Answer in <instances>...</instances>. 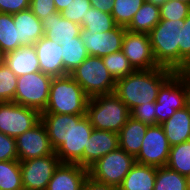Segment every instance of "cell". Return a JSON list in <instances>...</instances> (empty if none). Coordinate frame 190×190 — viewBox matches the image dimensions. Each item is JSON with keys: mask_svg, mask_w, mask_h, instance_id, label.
<instances>
[{"mask_svg": "<svg viewBox=\"0 0 190 190\" xmlns=\"http://www.w3.org/2000/svg\"><path fill=\"white\" fill-rule=\"evenodd\" d=\"M174 73L165 67L134 70L126 77L116 80L114 93L131 111L138 105L155 102L159 89Z\"/></svg>", "mask_w": 190, "mask_h": 190, "instance_id": "cell-1", "label": "cell"}, {"mask_svg": "<svg viewBox=\"0 0 190 190\" xmlns=\"http://www.w3.org/2000/svg\"><path fill=\"white\" fill-rule=\"evenodd\" d=\"M89 98L70 74L53 77L49 100L42 113L86 115Z\"/></svg>", "mask_w": 190, "mask_h": 190, "instance_id": "cell-2", "label": "cell"}, {"mask_svg": "<svg viewBox=\"0 0 190 190\" xmlns=\"http://www.w3.org/2000/svg\"><path fill=\"white\" fill-rule=\"evenodd\" d=\"M181 20H160L148 33L154 58L160 67L179 71Z\"/></svg>", "mask_w": 190, "mask_h": 190, "instance_id": "cell-3", "label": "cell"}, {"mask_svg": "<svg viewBox=\"0 0 190 190\" xmlns=\"http://www.w3.org/2000/svg\"><path fill=\"white\" fill-rule=\"evenodd\" d=\"M86 116L94 129L118 133L130 117L126 104L115 94L89 98Z\"/></svg>", "mask_w": 190, "mask_h": 190, "instance_id": "cell-4", "label": "cell"}, {"mask_svg": "<svg viewBox=\"0 0 190 190\" xmlns=\"http://www.w3.org/2000/svg\"><path fill=\"white\" fill-rule=\"evenodd\" d=\"M70 75L89 97L114 93L116 80L101 57L89 55Z\"/></svg>", "mask_w": 190, "mask_h": 190, "instance_id": "cell-5", "label": "cell"}, {"mask_svg": "<svg viewBox=\"0 0 190 190\" xmlns=\"http://www.w3.org/2000/svg\"><path fill=\"white\" fill-rule=\"evenodd\" d=\"M53 77L41 71L18 76L14 102L40 113L46 109Z\"/></svg>", "mask_w": 190, "mask_h": 190, "instance_id": "cell-6", "label": "cell"}, {"mask_svg": "<svg viewBox=\"0 0 190 190\" xmlns=\"http://www.w3.org/2000/svg\"><path fill=\"white\" fill-rule=\"evenodd\" d=\"M135 163L134 156L118 147L101 157L88 169L89 177L97 182L118 188Z\"/></svg>", "mask_w": 190, "mask_h": 190, "instance_id": "cell-7", "label": "cell"}, {"mask_svg": "<svg viewBox=\"0 0 190 190\" xmlns=\"http://www.w3.org/2000/svg\"><path fill=\"white\" fill-rule=\"evenodd\" d=\"M86 115L71 114L69 138L55 151L61 163L78 164L83 167V151L93 131Z\"/></svg>", "mask_w": 190, "mask_h": 190, "instance_id": "cell-8", "label": "cell"}, {"mask_svg": "<svg viewBox=\"0 0 190 190\" xmlns=\"http://www.w3.org/2000/svg\"><path fill=\"white\" fill-rule=\"evenodd\" d=\"M41 121V113L14 101L0 102V133L17 138Z\"/></svg>", "mask_w": 190, "mask_h": 190, "instance_id": "cell-9", "label": "cell"}, {"mask_svg": "<svg viewBox=\"0 0 190 190\" xmlns=\"http://www.w3.org/2000/svg\"><path fill=\"white\" fill-rule=\"evenodd\" d=\"M187 106L186 87L182 79L174 73L159 89L155 101L156 125L168 120L176 110Z\"/></svg>", "mask_w": 190, "mask_h": 190, "instance_id": "cell-10", "label": "cell"}, {"mask_svg": "<svg viewBox=\"0 0 190 190\" xmlns=\"http://www.w3.org/2000/svg\"><path fill=\"white\" fill-rule=\"evenodd\" d=\"M60 163L55 152L48 156L20 161L24 190H46Z\"/></svg>", "mask_w": 190, "mask_h": 190, "instance_id": "cell-11", "label": "cell"}, {"mask_svg": "<svg viewBox=\"0 0 190 190\" xmlns=\"http://www.w3.org/2000/svg\"><path fill=\"white\" fill-rule=\"evenodd\" d=\"M170 144L161 125H149L141 149L135 157L137 163L153 167L166 166Z\"/></svg>", "mask_w": 190, "mask_h": 190, "instance_id": "cell-12", "label": "cell"}, {"mask_svg": "<svg viewBox=\"0 0 190 190\" xmlns=\"http://www.w3.org/2000/svg\"><path fill=\"white\" fill-rule=\"evenodd\" d=\"M122 51L134 70L160 67L154 58L148 34L126 29L122 41Z\"/></svg>", "mask_w": 190, "mask_h": 190, "instance_id": "cell-13", "label": "cell"}, {"mask_svg": "<svg viewBox=\"0 0 190 190\" xmlns=\"http://www.w3.org/2000/svg\"><path fill=\"white\" fill-rule=\"evenodd\" d=\"M15 139L19 161L48 156L55 152L41 121Z\"/></svg>", "mask_w": 190, "mask_h": 190, "instance_id": "cell-14", "label": "cell"}, {"mask_svg": "<svg viewBox=\"0 0 190 190\" xmlns=\"http://www.w3.org/2000/svg\"><path fill=\"white\" fill-rule=\"evenodd\" d=\"M125 32L126 27L123 26H117L109 32H97L95 34L81 28L80 38L88 55L102 58L108 54L122 50V41Z\"/></svg>", "mask_w": 190, "mask_h": 190, "instance_id": "cell-15", "label": "cell"}, {"mask_svg": "<svg viewBox=\"0 0 190 190\" xmlns=\"http://www.w3.org/2000/svg\"><path fill=\"white\" fill-rule=\"evenodd\" d=\"M119 147L118 133L93 129L83 151V168L89 169L101 157Z\"/></svg>", "mask_w": 190, "mask_h": 190, "instance_id": "cell-16", "label": "cell"}, {"mask_svg": "<svg viewBox=\"0 0 190 190\" xmlns=\"http://www.w3.org/2000/svg\"><path fill=\"white\" fill-rule=\"evenodd\" d=\"M88 176V169L78 164L60 163L46 190H82Z\"/></svg>", "mask_w": 190, "mask_h": 190, "instance_id": "cell-17", "label": "cell"}, {"mask_svg": "<svg viewBox=\"0 0 190 190\" xmlns=\"http://www.w3.org/2000/svg\"><path fill=\"white\" fill-rule=\"evenodd\" d=\"M41 72L52 77L64 76L62 46L43 36L34 45Z\"/></svg>", "mask_w": 190, "mask_h": 190, "instance_id": "cell-18", "label": "cell"}, {"mask_svg": "<svg viewBox=\"0 0 190 190\" xmlns=\"http://www.w3.org/2000/svg\"><path fill=\"white\" fill-rule=\"evenodd\" d=\"M44 36L56 43L68 41L80 35L81 25L65 19L61 13L56 12L42 20Z\"/></svg>", "mask_w": 190, "mask_h": 190, "instance_id": "cell-19", "label": "cell"}, {"mask_svg": "<svg viewBox=\"0 0 190 190\" xmlns=\"http://www.w3.org/2000/svg\"><path fill=\"white\" fill-rule=\"evenodd\" d=\"M4 64L18 77L24 74L41 71L36 49L33 45L21 46L5 53Z\"/></svg>", "mask_w": 190, "mask_h": 190, "instance_id": "cell-20", "label": "cell"}, {"mask_svg": "<svg viewBox=\"0 0 190 190\" xmlns=\"http://www.w3.org/2000/svg\"><path fill=\"white\" fill-rule=\"evenodd\" d=\"M18 32V41L22 46L34 45L44 36L42 21L30 9L13 14Z\"/></svg>", "mask_w": 190, "mask_h": 190, "instance_id": "cell-21", "label": "cell"}, {"mask_svg": "<svg viewBox=\"0 0 190 190\" xmlns=\"http://www.w3.org/2000/svg\"><path fill=\"white\" fill-rule=\"evenodd\" d=\"M165 136L170 146H174L190 140V109L185 106L176 112L162 124Z\"/></svg>", "mask_w": 190, "mask_h": 190, "instance_id": "cell-22", "label": "cell"}, {"mask_svg": "<svg viewBox=\"0 0 190 190\" xmlns=\"http://www.w3.org/2000/svg\"><path fill=\"white\" fill-rule=\"evenodd\" d=\"M50 143L56 151L70 136L71 114L41 113Z\"/></svg>", "mask_w": 190, "mask_h": 190, "instance_id": "cell-23", "label": "cell"}, {"mask_svg": "<svg viewBox=\"0 0 190 190\" xmlns=\"http://www.w3.org/2000/svg\"><path fill=\"white\" fill-rule=\"evenodd\" d=\"M148 126V124L129 117L126 124L118 132L119 147L136 157L141 149Z\"/></svg>", "mask_w": 190, "mask_h": 190, "instance_id": "cell-24", "label": "cell"}, {"mask_svg": "<svg viewBox=\"0 0 190 190\" xmlns=\"http://www.w3.org/2000/svg\"><path fill=\"white\" fill-rule=\"evenodd\" d=\"M157 167L135 163L118 190H153L156 180Z\"/></svg>", "mask_w": 190, "mask_h": 190, "instance_id": "cell-25", "label": "cell"}, {"mask_svg": "<svg viewBox=\"0 0 190 190\" xmlns=\"http://www.w3.org/2000/svg\"><path fill=\"white\" fill-rule=\"evenodd\" d=\"M160 20V7L145 1L126 29L148 34Z\"/></svg>", "mask_w": 190, "mask_h": 190, "instance_id": "cell-26", "label": "cell"}, {"mask_svg": "<svg viewBox=\"0 0 190 190\" xmlns=\"http://www.w3.org/2000/svg\"><path fill=\"white\" fill-rule=\"evenodd\" d=\"M59 44L62 46L64 75L70 74L89 56L80 35Z\"/></svg>", "mask_w": 190, "mask_h": 190, "instance_id": "cell-27", "label": "cell"}, {"mask_svg": "<svg viewBox=\"0 0 190 190\" xmlns=\"http://www.w3.org/2000/svg\"><path fill=\"white\" fill-rule=\"evenodd\" d=\"M80 25L92 34L109 32L118 26L110 13L92 7L88 10L86 17H83Z\"/></svg>", "mask_w": 190, "mask_h": 190, "instance_id": "cell-28", "label": "cell"}, {"mask_svg": "<svg viewBox=\"0 0 190 190\" xmlns=\"http://www.w3.org/2000/svg\"><path fill=\"white\" fill-rule=\"evenodd\" d=\"M0 190H24L19 160L0 161Z\"/></svg>", "mask_w": 190, "mask_h": 190, "instance_id": "cell-29", "label": "cell"}, {"mask_svg": "<svg viewBox=\"0 0 190 190\" xmlns=\"http://www.w3.org/2000/svg\"><path fill=\"white\" fill-rule=\"evenodd\" d=\"M166 166L186 177L190 175V140L171 146Z\"/></svg>", "mask_w": 190, "mask_h": 190, "instance_id": "cell-30", "label": "cell"}, {"mask_svg": "<svg viewBox=\"0 0 190 190\" xmlns=\"http://www.w3.org/2000/svg\"><path fill=\"white\" fill-rule=\"evenodd\" d=\"M153 190H188L187 177L167 166L158 167Z\"/></svg>", "mask_w": 190, "mask_h": 190, "instance_id": "cell-31", "label": "cell"}, {"mask_svg": "<svg viewBox=\"0 0 190 190\" xmlns=\"http://www.w3.org/2000/svg\"><path fill=\"white\" fill-rule=\"evenodd\" d=\"M21 46L18 41V32L13 21V14L0 13V49L7 53Z\"/></svg>", "mask_w": 190, "mask_h": 190, "instance_id": "cell-32", "label": "cell"}, {"mask_svg": "<svg viewBox=\"0 0 190 190\" xmlns=\"http://www.w3.org/2000/svg\"><path fill=\"white\" fill-rule=\"evenodd\" d=\"M145 0H114L111 15L118 26L127 27Z\"/></svg>", "mask_w": 190, "mask_h": 190, "instance_id": "cell-33", "label": "cell"}, {"mask_svg": "<svg viewBox=\"0 0 190 190\" xmlns=\"http://www.w3.org/2000/svg\"><path fill=\"white\" fill-rule=\"evenodd\" d=\"M102 60L115 80L126 77L134 71L122 50L108 54L102 57Z\"/></svg>", "mask_w": 190, "mask_h": 190, "instance_id": "cell-34", "label": "cell"}, {"mask_svg": "<svg viewBox=\"0 0 190 190\" xmlns=\"http://www.w3.org/2000/svg\"><path fill=\"white\" fill-rule=\"evenodd\" d=\"M18 77L5 64L0 66V102L14 101Z\"/></svg>", "mask_w": 190, "mask_h": 190, "instance_id": "cell-35", "label": "cell"}, {"mask_svg": "<svg viewBox=\"0 0 190 190\" xmlns=\"http://www.w3.org/2000/svg\"><path fill=\"white\" fill-rule=\"evenodd\" d=\"M190 68V13L180 30L179 71Z\"/></svg>", "mask_w": 190, "mask_h": 190, "instance_id": "cell-36", "label": "cell"}, {"mask_svg": "<svg viewBox=\"0 0 190 190\" xmlns=\"http://www.w3.org/2000/svg\"><path fill=\"white\" fill-rule=\"evenodd\" d=\"M190 13V4L180 1H166L160 7L161 20H181Z\"/></svg>", "mask_w": 190, "mask_h": 190, "instance_id": "cell-37", "label": "cell"}, {"mask_svg": "<svg viewBox=\"0 0 190 190\" xmlns=\"http://www.w3.org/2000/svg\"><path fill=\"white\" fill-rule=\"evenodd\" d=\"M90 8V0H72L61 14L65 19L80 25Z\"/></svg>", "mask_w": 190, "mask_h": 190, "instance_id": "cell-38", "label": "cell"}, {"mask_svg": "<svg viewBox=\"0 0 190 190\" xmlns=\"http://www.w3.org/2000/svg\"><path fill=\"white\" fill-rule=\"evenodd\" d=\"M155 102L138 105L130 111V117L148 125H156Z\"/></svg>", "mask_w": 190, "mask_h": 190, "instance_id": "cell-39", "label": "cell"}, {"mask_svg": "<svg viewBox=\"0 0 190 190\" xmlns=\"http://www.w3.org/2000/svg\"><path fill=\"white\" fill-rule=\"evenodd\" d=\"M19 160L16 139L0 133V161Z\"/></svg>", "mask_w": 190, "mask_h": 190, "instance_id": "cell-40", "label": "cell"}, {"mask_svg": "<svg viewBox=\"0 0 190 190\" xmlns=\"http://www.w3.org/2000/svg\"><path fill=\"white\" fill-rule=\"evenodd\" d=\"M39 20L57 12L54 0H30V8Z\"/></svg>", "mask_w": 190, "mask_h": 190, "instance_id": "cell-41", "label": "cell"}, {"mask_svg": "<svg viewBox=\"0 0 190 190\" xmlns=\"http://www.w3.org/2000/svg\"><path fill=\"white\" fill-rule=\"evenodd\" d=\"M30 8V0H0V13L15 14Z\"/></svg>", "mask_w": 190, "mask_h": 190, "instance_id": "cell-42", "label": "cell"}, {"mask_svg": "<svg viewBox=\"0 0 190 190\" xmlns=\"http://www.w3.org/2000/svg\"><path fill=\"white\" fill-rule=\"evenodd\" d=\"M82 190H118V188L97 182L88 176Z\"/></svg>", "mask_w": 190, "mask_h": 190, "instance_id": "cell-43", "label": "cell"}, {"mask_svg": "<svg viewBox=\"0 0 190 190\" xmlns=\"http://www.w3.org/2000/svg\"><path fill=\"white\" fill-rule=\"evenodd\" d=\"M90 3L92 8L111 14L114 0H90Z\"/></svg>", "mask_w": 190, "mask_h": 190, "instance_id": "cell-44", "label": "cell"}, {"mask_svg": "<svg viewBox=\"0 0 190 190\" xmlns=\"http://www.w3.org/2000/svg\"><path fill=\"white\" fill-rule=\"evenodd\" d=\"M185 83L186 87V102L187 107L190 109V68L175 72Z\"/></svg>", "mask_w": 190, "mask_h": 190, "instance_id": "cell-45", "label": "cell"}, {"mask_svg": "<svg viewBox=\"0 0 190 190\" xmlns=\"http://www.w3.org/2000/svg\"><path fill=\"white\" fill-rule=\"evenodd\" d=\"M71 2L72 0H54L57 12L61 13L62 11H64L68 4H70Z\"/></svg>", "mask_w": 190, "mask_h": 190, "instance_id": "cell-46", "label": "cell"}, {"mask_svg": "<svg viewBox=\"0 0 190 190\" xmlns=\"http://www.w3.org/2000/svg\"><path fill=\"white\" fill-rule=\"evenodd\" d=\"M145 1L161 7L163 3L166 2L167 0H145Z\"/></svg>", "mask_w": 190, "mask_h": 190, "instance_id": "cell-47", "label": "cell"}, {"mask_svg": "<svg viewBox=\"0 0 190 190\" xmlns=\"http://www.w3.org/2000/svg\"><path fill=\"white\" fill-rule=\"evenodd\" d=\"M4 55L5 53L0 49V66L4 64Z\"/></svg>", "mask_w": 190, "mask_h": 190, "instance_id": "cell-48", "label": "cell"}, {"mask_svg": "<svg viewBox=\"0 0 190 190\" xmlns=\"http://www.w3.org/2000/svg\"><path fill=\"white\" fill-rule=\"evenodd\" d=\"M167 1H180V2H185L187 4H190V0H167Z\"/></svg>", "mask_w": 190, "mask_h": 190, "instance_id": "cell-49", "label": "cell"}, {"mask_svg": "<svg viewBox=\"0 0 190 190\" xmlns=\"http://www.w3.org/2000/svg\"><path fill=\"white\" fill-rule=\"evenodd\" d=\"M187 181H188V190H190V175L187 177Z\"/></svg>", "mask_w": 190, "mask_h": 190, "instance_id": "cell-50", "label": "cell"}]
</instances>
